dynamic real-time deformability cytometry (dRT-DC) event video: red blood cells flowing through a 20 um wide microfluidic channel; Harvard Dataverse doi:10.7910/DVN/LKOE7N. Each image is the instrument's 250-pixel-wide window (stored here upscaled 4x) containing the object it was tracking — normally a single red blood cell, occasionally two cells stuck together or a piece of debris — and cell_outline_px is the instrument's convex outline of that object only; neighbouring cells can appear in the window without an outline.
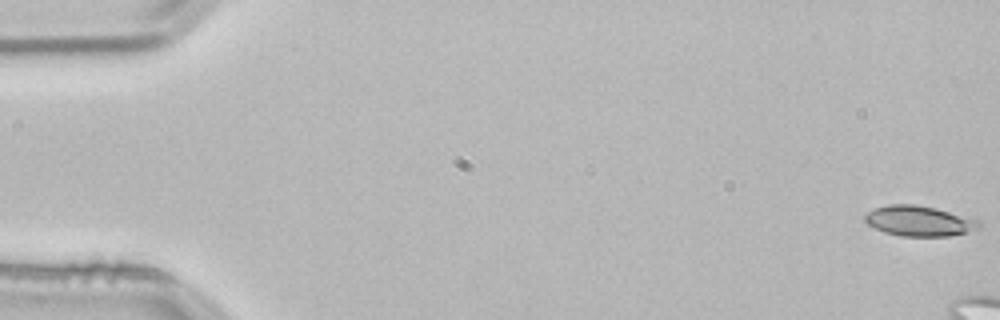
{"species": "common noctule bat (a hibernating species)", "species_latin": "Nyctalus noctula", "temperature_condition": "room temperature", "stored_images_in_passage": 8, "camera_frame_rate_fps": 3000, "um_per_image_px": 0.085, "animal": {"sex": "male", "body_mass_g": 21.5, "forearm_length_mm": 52.0}, "frame": {"image": 1, "passage_image": 1, "time_ms": 0.0, "image_size_px": [1000, 320], "cell_outline_px": [[980, 228], [968, 232], [948, 236], [900, 236], [884, 232], [868, 224], [864, 220], [864, 212], [888, 204], [912, 204], [936, 208], [980, 220]], "centroid_in_image_um": [78.12, 18.78], "position_along_channel_um": 6.9, "area_um2": 20.23}}